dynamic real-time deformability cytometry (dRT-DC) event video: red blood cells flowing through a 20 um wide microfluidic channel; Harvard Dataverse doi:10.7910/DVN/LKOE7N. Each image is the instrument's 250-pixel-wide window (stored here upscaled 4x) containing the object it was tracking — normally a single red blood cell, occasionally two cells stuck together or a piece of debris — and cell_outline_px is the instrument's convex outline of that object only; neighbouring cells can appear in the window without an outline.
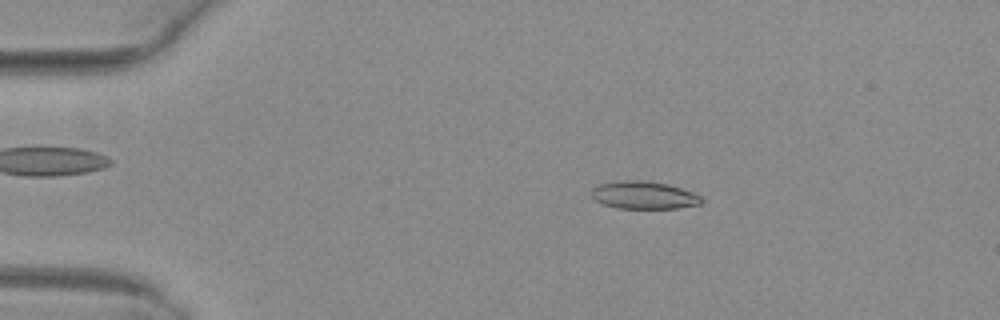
{"species": "common noctule bat (a hibernating species)", "species_latin": "Nyctalus noctula", "temperature_condition": "warm", "stored_images_in_passage": 52, "camera_frame_rate_fps": 3000, "um_per_image_px": 0.085, "animal": {"sex": "female", "body_mass_g": 29.2, "forearm_length_mm": 56.3}, "frame": {"image": 1, "passage_image": 10, "time_ms": 3.0, "image_size_px": [1000, 320], "cell_outline_px": [[704, 200], [700, 204], [676, 208], [616, 208], [604, 204], [596, 200], [592, 196], [592, 188], [600, 184], [620, 180], [644, 180], [668, 184], [692, 192], [700, 196]], "centroid_in_image_um": [54.73, 16.58], "position_along_channel_um": 30.3, "area_um2": 17.63}}
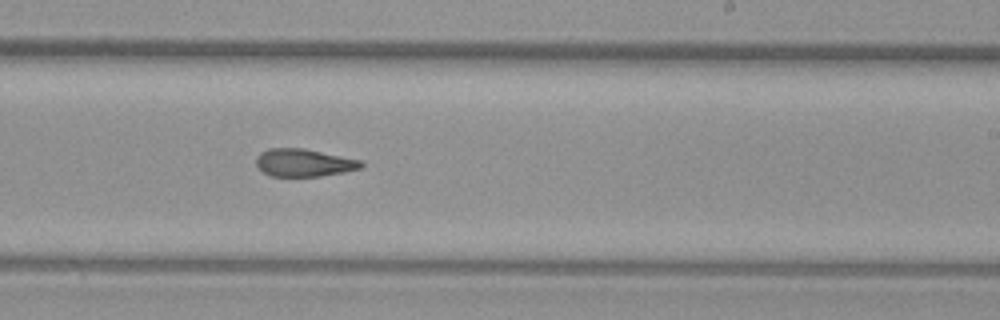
{"frame": {"image": 2, "passage_image": 32, "time_ms": 10.333, "image_size_px": [1000, 320], "cell_outline_px": [[364, 168], [344, 172], [320, 176], [272, 176], [264, 172], [256, 164], [256, 156], [260, 152], [268, 148], [304, 148], [360, 160], [364, 164]], "centroid_in_image_um": [25.84, 13.82], "position_along_channel_um": 263.2, "area_um2": 16.94}}
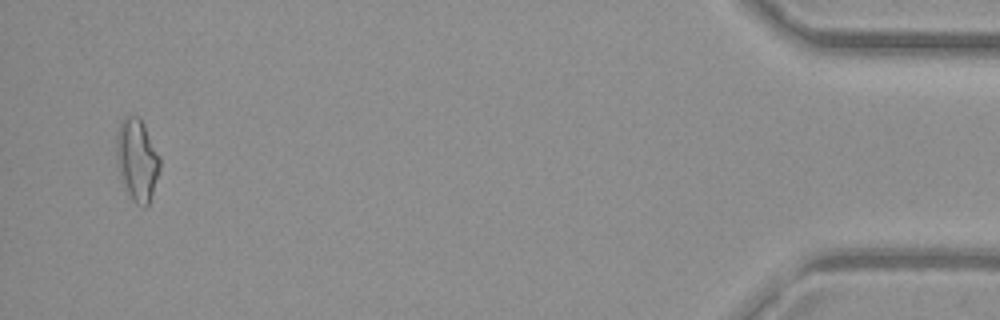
{"frame": {"image": 3, "passage_image": 50, "time_ms": 16.333, "image_size_px": [1000, 320], "cell_outline_px": [[160, 168], [148, 204], [144, 208], [136, 204], [132, 200], [120, 180], [116, 160], [116, 132], [120, 120], [124, 116], [140, 116], [160, 156]], "centroid_in_image_um": [11.62, 13.55], "position_along_channel_um": 423.6, "area_um2": 21.1}, "authors_computed_cell_mechanics": {"area_um2": 17.8891, "velocity_mm_per_s": 4.044, "shape_relaxation_time_tau1_ms": null, "shape_relaxation_time_tau2_ms": 4.1041, "deformation_change_tau1": null, "deformation_change_tau2": 0.129}}